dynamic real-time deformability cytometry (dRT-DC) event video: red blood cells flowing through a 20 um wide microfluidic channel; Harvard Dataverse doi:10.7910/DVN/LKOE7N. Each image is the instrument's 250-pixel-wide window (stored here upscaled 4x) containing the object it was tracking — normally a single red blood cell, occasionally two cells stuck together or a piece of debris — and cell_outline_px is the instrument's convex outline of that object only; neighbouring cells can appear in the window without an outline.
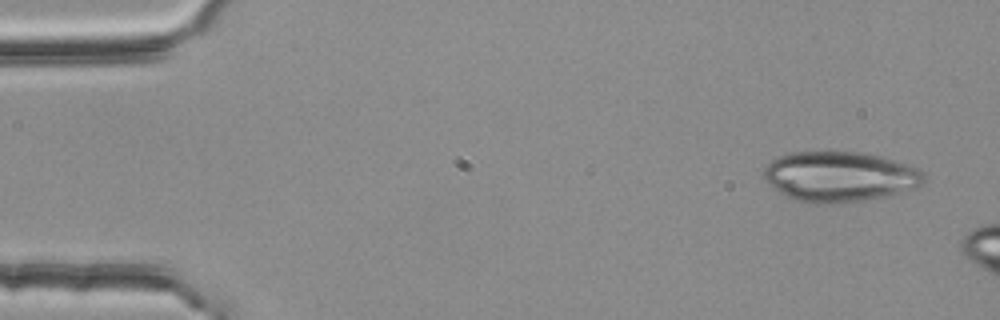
{"species": "common noctule bat (a hibernating species)", "species_latin": "Nyctalus noctula", "temperature_condition": "room temperature", "stored_images_in_passage": 4, "segment_of_instrument_passage": [2, 2], "camera_frame_rate_fps": 3000, "um_per_image_px": 0.085, "animal": {"sex": "female", "body_mass_g": 25.1}, "frame": {"image": 1, "passage_image": 4, "time_ms": 1.0, "image_size_px": [1000, 320], "cell_outline_px": [[924, 180], [916, 188], [888, 196], [864, 200], [828, 204], [816, 204], [792, 200], [768, 184], [764, 180], [764, 168], [772, 160], [780, 156], [792, 152], [864, 152], [880, 156], [920, 168], [924, 172]], "centroid_in_image_um": [71.38, 15.02], "position_along_channel_um": 13.6, "area_um2": 47.05}}